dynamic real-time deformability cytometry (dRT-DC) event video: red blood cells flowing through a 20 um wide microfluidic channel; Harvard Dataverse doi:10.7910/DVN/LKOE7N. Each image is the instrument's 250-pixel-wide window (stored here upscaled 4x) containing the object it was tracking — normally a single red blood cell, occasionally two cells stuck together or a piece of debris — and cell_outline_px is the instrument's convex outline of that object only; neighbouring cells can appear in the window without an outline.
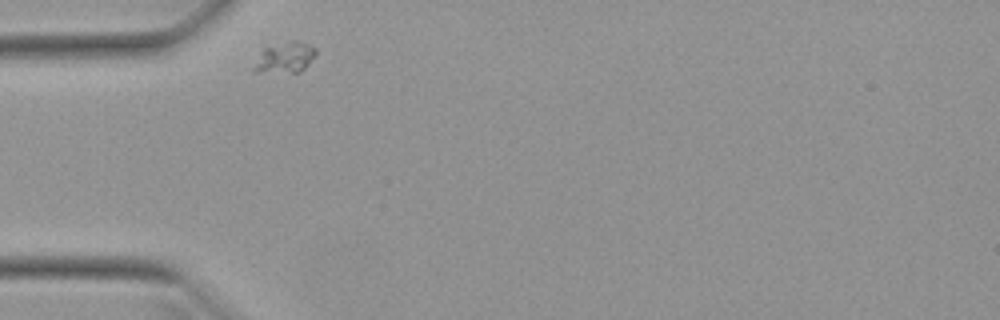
{"species": "Egyptian fruit bat (a non-hibernating species)", "species_latin": "Rousettus aegyptiacus", "temperature_condition": "warm", "stored_images_in_passage": 31, "camera_frame_rate_fps": 3000, "um_per_image_px": 0.085, "animal": {"sex": "female"}, "frame": {"image": 1, "passage_image": 1, "time_ms": 0.0, "image_size_px": [1000, 320], "cell_outline_px": [[316, 52], [308, 64], [300, 72], [252, 72], [252, 68], [260, 52], [264, 48], [292, 40], [296, 40], [312, 44], [316, 48]], "centroid_in_image_um": [24.21, 4.88], "position_along_channel_um": 60.8, "area_um2": 11.1}}
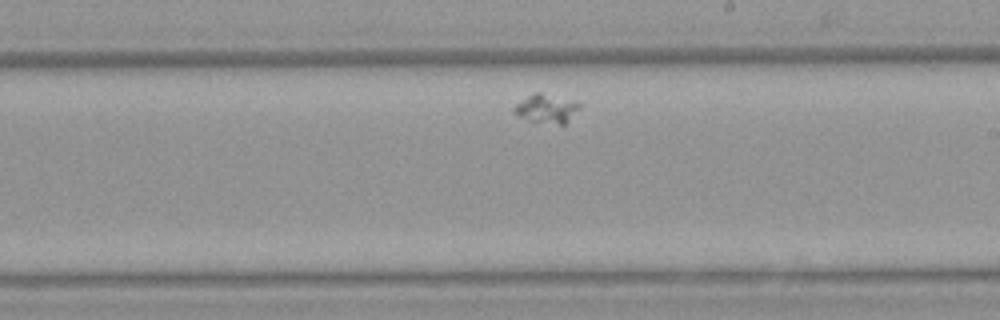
{"frame": {"image": 2, "passage_image": 18, "time_ms": 5.667, "image_size_px": [1000, 320], "cell_outline_px": [[580, 108], [564, 128], [528, 120], [520, 116], [512, 108], [516, 104], [532, 92], [540, 92], [576, 100], [580, 104]], "centroid_in_image_um": [46.53, 9.26], "position_along_channel_um": 242.5, "area_um2": 11.56}}
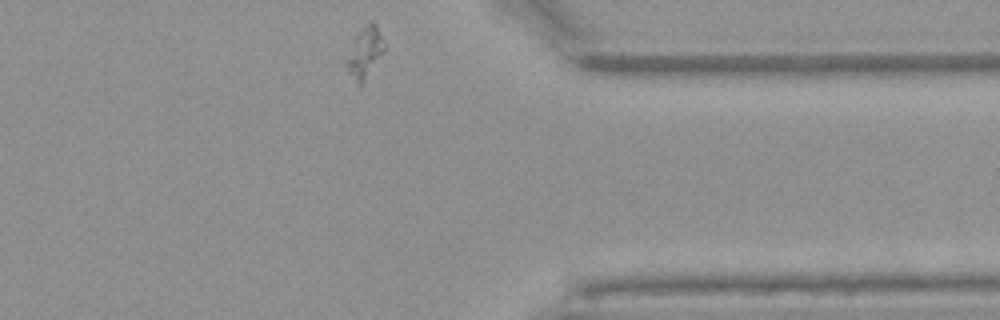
{"frame": {"image": 3, "passage_image": 31, "time_ms": 10.0, "image_size_px": [1000, 320], "cell_outline_px": [[384, 52], [360, 88], [348, 72], [344, 64], [352, 40], [368, 24], [376, 24], [384, 44]], "centroid_in_image_um": [30.97, 4.55], "position_along_channel_um": 380.4, "area_um2": 10.98}}